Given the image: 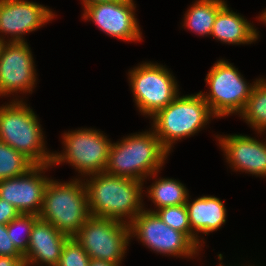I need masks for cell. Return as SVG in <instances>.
Instances as JSON below:
<instances>
[{
  "label": "cell",
  "mask_w": 266,
  "mask_h": 266,
  "mask_svg": "<svg viewBox=\"0 0 266 266\" xmlns=\"http://www.w3.org/2000/svg\"><path fill=\"white\" fill-rule=\"evenodd\" d=\"M91 181L84 182L90 214L96 217L128 224L142 211L141 192L143 181L101 172L92 174ZM131 216V217H130Z\"/></svg>",
  "instance_id": "obj_1"
},
{
  "label": "cell",
  "mask_w": 266,
  "mask_h": 266,
  "mask_svg": "<svg viewBox=\"0 0 266 266\" xmlns=\"http://www.w3.org/2000/svg\"><path fill=\"white\" fill-rule=\"evenodd\" d=\"M168 153L154 130L128 136L120 143L111 144L104 172L143 181L158 172Z\"/></svg>",
  "instance_id": "obj_2"
},
{
  "label": "cell",
  "mask_w": 266,
  "mask_h": 266,
  "mask_svg": "<svg viewBox=\"0 0 266 266\" xmlns=\"http://www.w3.org/2000/svg\"><path fill=\"white\" fill-rule=\"evenodd\" d=\"M90 216L85 184L78 179L69 183L48 182L39 219L73 237Z\"/></svg>",
  "instance_id": "obj_3"
},
{
  "label": "cell",
  "mask_w": 266,
  "mask_h": 266,
  "mask_svg": "<svg viewBox=\"0 0 266 266\" xmlns=\"http://www.w3.org/2000/svg\"><path fill=\"white\" fill-rule=\"evenodd\" d=\"M0 107V140L27 157L34 165L52 164L53 154L45 151L37 116L22 101Z\"/></svg>",
  "instance_id": "obj_4"
},
{
  "label": "cell",
  "mask_w": 266,
  "mask_h": 266,
  "mask_svg": "<svg viewBox=\"0 0 266 266\" xmlns=\"http://www.w3.org/2000/svg\"><path fill=\"white\" fill-rule=\"evenodd\" d=\"M212 114V115H211ZM213 116L199 92L196 95H179L153 118L154 132L162 145L170 151L172 143L195 134ZM174 141V142H173Z\"/></svg>",
  "instance_id": "obj_5"
},
{
  "label": "cell",
  "mask_w": 266,
  "mask_h": 266,
  "mask_svg": "<svg viewBox=\"0 0 266 266\" xmlns=\"http://www.w3.org/2000/svg\"><path fill=\"white\" fill-rule=\"evenodd\" d=\"M130 236L127 222L91 215L73 237L90 259L120 265Z\"/></svg>",
  "instance_id": "obj_6"
},
{
  "label": "cell",
  "mask_w": 266,
  "mask_h": 266,
  "mask_svg": "<svg viewBox=\"0 0 266 266\" xmlns=\"http://www.w3.org/2000/svg\"><path fill=\"white\" fill-rule=\"evenodd\" d=\"M206 77L211 91L209 95L200 93L214 117L241 113L244 110L255 83L248 86L238 70L224 60L214 64Z\"/></svg>",
  "instance_id": "obj_7"
},
{
  "label": "cell",
  "mask_w": 266,
  "mask_h": 266,
  "mask_svg": "<svg viewBox=\"0 0 266 266\" xmlns=\"http://www.w3.org/2000/svg\"><path fill=\"white\" fill-rule=\"evenodd\" d=\"M166 68L144 63L129 72L130 85L139 110L154 116L177 96V82Z\"/></svg>",
  "instance_id": "obj_8"
},
{
  "label": "cell",
  "mask_w": 266,
  "mask_h": 266,
  "mask_svg": "<svg viewBox=\"0 0 266 266\" xmlns=\"http://www.w3.org/2000/svg\"><path fill=\"white\" fill-rule=\"evenodd\" d=\"M97 130H75L64 137L65 153L53 154L52 165L69 162L79 172L87 175L104 172L112 143Z\"/></svg>",
  "instance_id": "obj_9"
},
{
  "label": "cell",
  "mask_w": 266,
  "mask_h": 266,
  "mask_svg": "<svg viewBox=\"0 0 266 266\" xmlns=\"http://www.w3.org/2000/svg\"><path fill=\"white\" fill-rule=\"evenodd\" d=\"M130 235L148 248L173 256H192L198 247L182 232L166 225L155 212L142 210L130 223Z\"/></svg>",
  "instance_id": "obj_10"
},
{
  "label": "cell",
  "mask_w": 266,
  "mask_h": 266,
  "mask_svg": "<svg viewBox=\"0 0 266 266\" xmlns=\"http://www.w3.org/2000/svg\"><path fill=\"white\" fill-rule=\"evenodd\" d=\"M31 50L24 42H6L0 53V96L32 92L36 80Z\"/></svg>",
  "instance_id": "obj_11"
},
{
  "label": "cell",
  "mask_w": 266,
  "mask_h": 266,
  "mask_svg": "<svg viewBox=\"0 0 266 266\" xmlns=\"http://www.w3.org/2000/svg\"><path fill=\"white\" fill-rule=\"evenodd\" d=\"M50 165H34L21 176L1 180L0 198L11 203L20 214L38 215L46 185L50 181L40 174Z\"/></svg>",
  "instance_id": "obj_12"
},
{
  "label": "cell",
  "mask_w": 266,
  "mask_h": 266,
  "mask_svg": "<svg viewBox=\"0 0 266 266\" xmlns=\"http://www.w3.org/2000/svg\"><path fill=\"white\" fill-rule=\"evenodd\" d=\"M133 0L104 2L85 6L84 19L90 18L110 36L124 41L141 39V32L134 16Z\"/></svg>",
  "instance_id": "obj_13"
},
{
  "label": "cell",
  "mask_w": 266,
  "mask_h": 266,
  "mask_svg": "<svg viewBox=\"0 0 266 266\" xmlns=\"http://www.w3.org/2000/svg\"><path fill=\"white\" fill-rule=\"evenodd\" d=\"M53 16L51 10L34 2L0 0V33L13 35L9 42H24V33L40 28Z\"/></svg>",
  "instance_id": "obj_14"
},
{
  "label": "cell",
  "mask_w": 266,
  "mask_h": 266,
  "mask_svg": "<svg viewBox=\"0 0 266 266\" xmlns=\"http://www.w3.org/2000/svg\"><path fill=\"white\" fill-rule=\"evenodd\" d=\"M227 162L237 170L266 176V144L243 135L219 138Z\"/></svg>",
  "instance_id": "obj_15"
},
{
  "label": "cell",
  "mask_w": 266,
  "mask_h": 266,
  "mask_svg": "<svg viewBox=\"0 0 266 266\" xmlns=\"http://www.w3.org/2000/svg\"><path fill=\"white\" fill-rule=\"evenodd\" d=\"M68 238L52 224L38 218L32 226L29 245L24 254L26 266L39 262L58 266L63 245Z\"/></svg>",
  "instance_id": "obj_16"
},
{
  "label": "cell",
  "mask_w": 266,
  "mask_h": 266,
  "mask_svg": "<svg viewBox=\"0 0 266 266\" xmlns=\"http://www.w3.org/2000/svg\"><path fill=\"white\" fill-rule=\"evenodd\" d=\"M186 206L191 227V241L199 248L200 239L194 230L204 234L218 230L226 222V208L219 198L213 196L199 197L192 203L187 199Z\"/></svg>",
  "instance_id": "obj_17"
},
{
  "label": "cell",
  "mask_w": 266,
  "mask_h": 266,
  "mask_svg": "<svg viewBox=\"0 0 266 266\" xmlns=\"http://www.w3.org/2000/svg\"><path fill=\"white\" fill-rule=\"evenodd\" d=\"M211 35L230 44H250L258 38V32L253 25L230 11L226 4L217 13Z\"/></svg>",
  "instance_id": "obj_18"
},
{
  "label": "cell",
  "mask_w": 266,
  "mask_h": 266,
  "mask_svg": "<svg viewBox=\"0 0 266 266\" xmlns=\"http://www.w3.org/2000/svg\"><path fill=\"white\" fill-rule=\"evenodd\" d=\"M225 5L223 0H199L185 14V24L200 35H211L218 11Z\"/></svg>",
  "instance_id": "obj_19"
},
{
  "label": "cell",
  "mask_w": 266,
  "mask_h": 266,
  "mask_svg": "<svg viewBox=\"0 0 266 266\" xmlns=\"http://www.w3.org/2000/svg\"><path fill=\"white\" fill-rule=\"evenodd\" d=\"M148 193L159 209L186 204L188 198L185 186L174 179H159L151 186Z\"/></svg>",
  "instance_id": "obj_20"
},
{
  "label": "cell",
  "mask_w": 266,
  "mask_h": 266,
  "mask_svg": "<svg viewBox=\"0 0 266 266\" xmlns=\"http://www.w3.org/2000/svg\"><path fill=\"white\" fill-rule=\"evenodd\" d=\"M258 133L266 130V80L255 82L244 110L240 113Z\"/></svg>",
  "instance_id": "obj_21"
},
{
  "label": "cell",
  "mask_w": 266,
  "mask_h": 266,
  "mask_svg": "<svg viewBox=\"0 0 266 266\" xmlns=\"http://www.w3.org/2000/svg\"><path fill=\"white\" fill-rule=\"evenodd\" d=\"M33 166L22 153L0 140V181L21 176Z\"/></svg>",
  "instance_id": "obj_22"
},
{
  "label": "cell",
  "mask_w": 266,
  "mask_h": 266,
  "mask_svg": "<svg viewBox=\"0 0 266 266\" xmlns=\"http://www.w3.org/2000/svg\"><path fill=\"white\" fill-rule=\"evenodd\" d=\"M37 219L38 215L20 214L18 217H16L7 224L9 239L23 255L27 252V248L30 241L31 229ZM19 228H21L22 231L24 230V234L26 237H22L20 232H16V229Z\"/></svg>",
  "instance_id": "obj_23"
},
{
  "label": "cell",
  "mask_w": 266,
  "mask_h": 266,
  "mask_svg": "<svg viewBox=\"0 0 266 266\" xmlns=\"http://www.w3.org/2000/svg\"><path fill=\"white\" fill-rule=\"evenodd\" d=\"M151 212H155L166 225L184 233L191 240V227L186 204L167 206Z\"/></svg>",
  "instance_id": "obj_24"
},
{
  "label": "cell",
  "mask_w": 266,
  "mask_h": 266,
  "mask_svg": "<svg viewBox=\"0 0 266 266\" xmlns=\"http://www.w3.org/2000/svg\"><path fill=\"white\" fill-rule=\"evenodd\" d=\"M90 257L74 237L63 245L58 266H89Z\"/></svg>",
  "instance_id": "obj_25"
},
{
  "label": "cell",
  "mask_w": 266,
  "mask_h": 266,
  "mask_svg": "<svg viewBox=\"0 0 266 266\" xmlns=\"http://www.w3.org/2000/svg\"><path fill=\"white\" fill-rule=\"evenodd\" d=\"M0 256L24 257L9 239L7 225L0 224Z\"/></svg>",
  "instance_id": "obj_26"
},
{
  "label": "cell",
  "mask_w": 266,
  "mask_h": 266,
  "mask_svg": "<svg viewBox=\"0 0 266 266\" xmlns=\"http://www.w3.org/2000/svg\"><path fill=\"white\" fill-rule=\"evenodd\" d=\"M19 215L20 212L11 203L0 198V224L7 225Z\"/></svg>",
  "instance_id": "obj_27"
},
{
  "label": "cell",
  "mask_w": 266,
  "mask_h": 266,
  "mask_svg": "<svg viewBox=\"0 0 266 266\" xmlns=\"http://www.w3.org/2000/svg\"><path fill=\"white\" fill-rule=\"evenodd\" d=\"M0 266H26L24 257L0 256Z\"/></svg>",
  "instance_id": "obj_28"
},
{
  "label": "cell",
  "mask_w": 266,
  "mask_h": 266,
  "mask_svg": "<svg viewBox=\"0 0 266 266\" xmlns=\"http://www.w3.org/2000/svg\"><path fill=\"white\" fill-rule=\"evenodd\" d=\"M89 266H119V265L103 260L90 259Z\"/></svg>",
  "instance_id": "obj_29"
},
{
  "label": "cell",
  "mask_w": 266,
  "mask_h": 266,
  "mask_svg": "<svg viewBox=\"0 0 266 266\" xmlns=\"http://www.w3.org/2000/svg\"><path fill=\"white\" fill-rule=\"evenodd\" d=\"M125 0H83L84 7L91 4L104 3V2H118Z\"/></svg>",
  "instance_id": "obj_30"
},
{
  "label": "cell",
  "mask_w": 266,
  "mask_h": 266,
  "mask_svg": "<svg viewBox=\"0 0 266 266\" xmlns=\"http://www.w3.org/2000/svg\"><path fill=\"white\" fill-rule=\"evenodd\" d=\"M6 43V41H4L3 37H0V53L2 52V48L4 46V44Z\"/></svg>",
  "instance_id": "obj_31"
},
{
  "label": "cell",
  "mask_w": 266,
  "mask_h": 266,
  "mask_svg": "<svg viewBox=\"0 0 266 266\" xmlns=\"http://www.w3.org/2000/svg\"><path fill=\"white\" fill-rule=\"evenodd\" d=\"M260 20L264 21L266 23V10L263 12V14L260 16Z\"/></svg>",
  "instance_id": "obj_32"
}]
</instances>
